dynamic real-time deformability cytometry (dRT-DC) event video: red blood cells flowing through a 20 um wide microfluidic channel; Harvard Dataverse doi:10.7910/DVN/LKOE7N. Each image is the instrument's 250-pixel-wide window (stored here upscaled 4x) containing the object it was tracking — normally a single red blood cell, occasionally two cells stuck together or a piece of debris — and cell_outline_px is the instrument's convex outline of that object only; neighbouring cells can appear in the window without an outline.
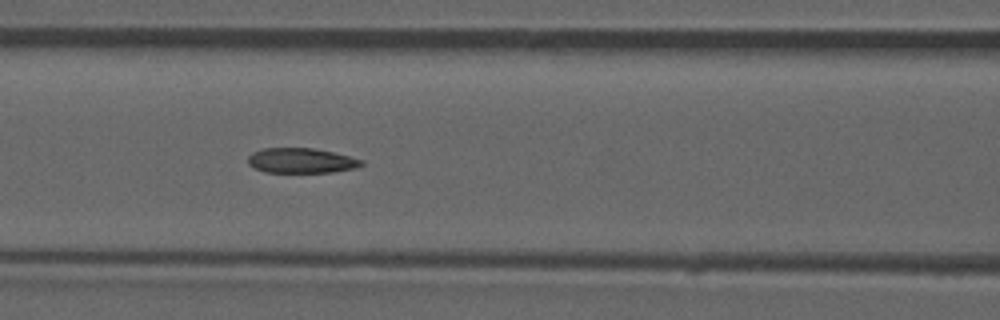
{"species": "common noctule bat (a hibernating species)", "species_latin": "Nyctalus noctula", "temperature_condition": "room temperature", "stored_images_in_passage": 40, "camera_frame_rate_fps": 3000, "um_per_image_px": 0.085, "animal": {"sex": "male", "forearm_length_mm": 52.5}, "frame": {"image": 1, "passage_image": 12, "time_ms": 3.667, "image_size_px": [1000, 320], "cell_outline_px": [[364, 164], [356, 168], [332, 172], [264, 172], [248, 164], [248, 156], [252, 152], [264, 148], [316, 148], [364, 160]], "centroid_in_image_um": [25.61, 13.65], "position_along_channel_um": 141.0, "area_um2": 16.53}, "authors_computed_cell_mechanics": {"area_um2": 17.2533, "velocity_mm_per_s": 3.9099, "shape_relaxation_time_tau1_ms": null, "shape_relaxation_time_tau2_ms": 3.0056, "deformation_change_tau1": null, "deformation_change_tau2": 0.0995}}